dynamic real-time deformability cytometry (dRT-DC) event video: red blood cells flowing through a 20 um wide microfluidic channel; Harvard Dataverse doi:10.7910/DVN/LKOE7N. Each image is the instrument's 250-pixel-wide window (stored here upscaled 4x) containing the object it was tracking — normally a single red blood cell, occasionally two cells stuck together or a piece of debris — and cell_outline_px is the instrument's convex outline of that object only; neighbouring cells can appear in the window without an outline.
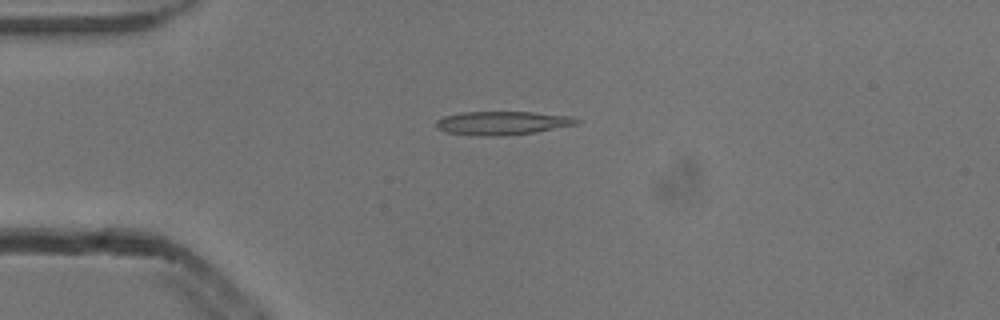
{"species": "common noctule bat (a hibernating species)", "species_latin": "Nyctalus noctula", "temperature_condition": "cold", "stored_images_in_passage": 6, "camera_frame_rate_fps": 3000, "um_per_image_px": 0.085, "animal": {"sex": "male", "body_mass_g": 13.3}, "frame": {"image": 1, "passage_image": 4, "time_ms": 1.0, "image_size_px": [1000, 320], "cell_outline_px": [[580, 124], [536, 132], [504, 136], [480, 136], [444, 132], [436, 128], [436, 120], [444, 116], [460, 112], [532, 112], [576, 116], [580, 120]], "centroid_in_image_um": [42.74, 10.46], "position_along_channel_um": 42.3, "area_um2": 19.71}}
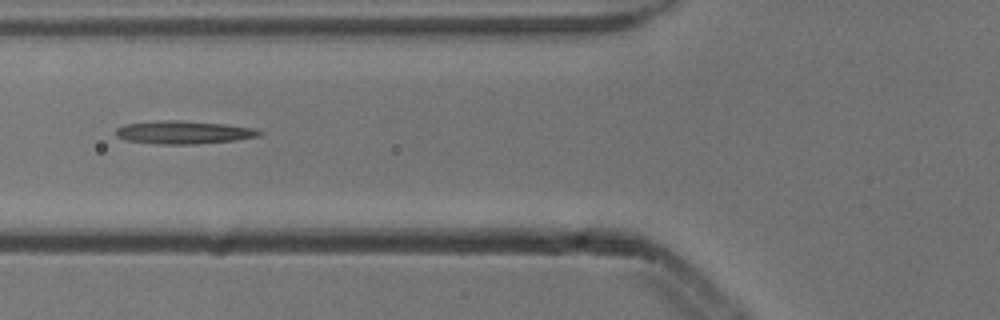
{"frame": {"image": 2, "passage_image": 6, "time_ms": 1.667, "image_size_px": [1000, 320], "cell_outline_px": [[264, 132], [260, 136], [236, 140], [196, 144], [160, 144], [124, 140], [116, 136], [116, 128], [124, 124], [160, 120], [184, 120], [228, 124], [256, 128]], "centroid_in_image_um": [15.64, 11.24], "position_along_channel_um": 110.2, "area_um2": 19.59}}